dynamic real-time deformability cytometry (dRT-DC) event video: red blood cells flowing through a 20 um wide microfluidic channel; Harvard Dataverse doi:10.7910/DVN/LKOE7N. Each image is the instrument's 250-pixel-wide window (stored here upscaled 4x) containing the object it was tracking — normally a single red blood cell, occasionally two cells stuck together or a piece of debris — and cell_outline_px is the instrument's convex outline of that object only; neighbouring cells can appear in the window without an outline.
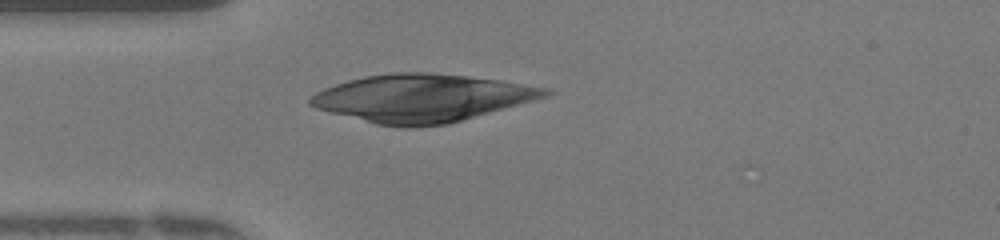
{"species": "human", "species_latin": "Homo sapiens", "temperature_condition": "warm", "stored_images_in_passage": 35, "camera_frame_rate_fps": 3000, "um_per_image_px": 0.085, "donor": {"sex": "female"}, "frame": {"image": 1, "passage_image": 3, "time_ms": 0.667, "image_size_px": [1000, 240], "cell_outline_px": [[552, 92], [544, 96], [532, 100], [448, 124], [404, 128], [376, 124], [316, 108], [308, 104], [308, 100], [316, 92], [324, 88], [348, 80], [364, 76], [392, 72], [432, 72], [468, 76], [500, 80], [544, 88]], "centroid_in_image_um": [35.78, 8.33], "position_along_channel_um": 49.2, "area_um2": 64.56}}